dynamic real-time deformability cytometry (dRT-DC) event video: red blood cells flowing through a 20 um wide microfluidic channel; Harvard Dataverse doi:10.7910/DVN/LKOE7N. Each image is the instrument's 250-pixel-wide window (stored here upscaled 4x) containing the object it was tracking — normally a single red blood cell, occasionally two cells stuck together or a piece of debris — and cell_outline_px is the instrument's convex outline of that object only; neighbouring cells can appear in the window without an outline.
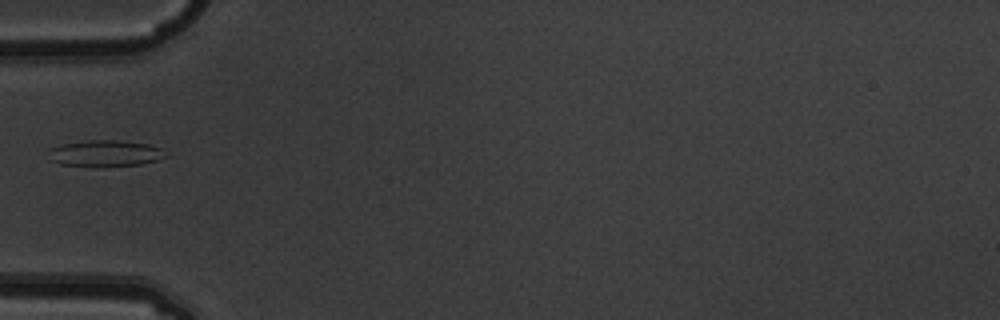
{"species": "common noctule bat (a hibernating species)", "species_latin": "Nyctalus noctula", "temperature_condition": "warm", "stored_images_in_passage": 6, "camera_frame_rate_fps": 3000, "um_per_image_px": 0.085, "animal": {"sex": "male", "body_mass_g": 19.5, "forearm_length_mm": 54.6}, "frame": {"image": 1, "passage_image": 6, "time_ms": 1.667, "image_size_px": [1000, 320], "cell_outline_px": [[168, 156], [156, 160], [140, 164], [104, 168], [96, 168], [60, 164], [48, 160], [48, 148], [60, 144], [88, 140], [116, 140], [148, 144], [160, 148]], "centroid_in_image_um": [8.85, 13.06], "position_along_channel_um": 76.1, "area_um2": 18.55}}